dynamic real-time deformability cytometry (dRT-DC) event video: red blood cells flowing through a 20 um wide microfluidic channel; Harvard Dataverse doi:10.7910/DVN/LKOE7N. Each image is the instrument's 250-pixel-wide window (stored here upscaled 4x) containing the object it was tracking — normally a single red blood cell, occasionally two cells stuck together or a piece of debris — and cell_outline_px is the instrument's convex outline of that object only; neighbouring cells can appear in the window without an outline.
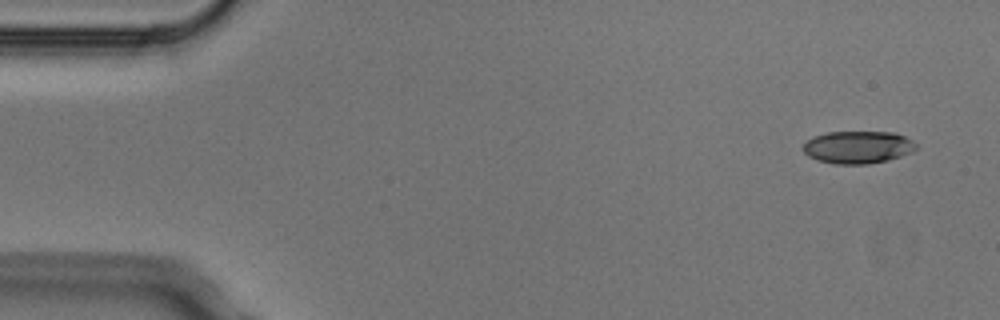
{"species": "Egyptian fruit bat (a non-hibernating species)", "species_latin": "Rousettus aegyptiacus", "temperature_condition": "cold", "stored_images_in_passage": 5, "camera_frame_rate_fps": 3000, "um_per_image_px": 0.085, "animal": {"sex": "male"}, "frame": {"image": 1, "passage_image": 1, "time_ms": 0.0, "image_size_px": [1000, 320], "cell_outline_px": [[916, 148], [912, 152], [888, 160], [868, 164], [832, 164], [816, 160], [808, 156], [804, 152], [804, 144], [812, 136], [828, 132], [896, 132], [912, 140], [916, 144]], "centroid_in_image_um": [72.91, 12.51], "position_along_channel_um": 12.1, "area_um2": 21.5}}
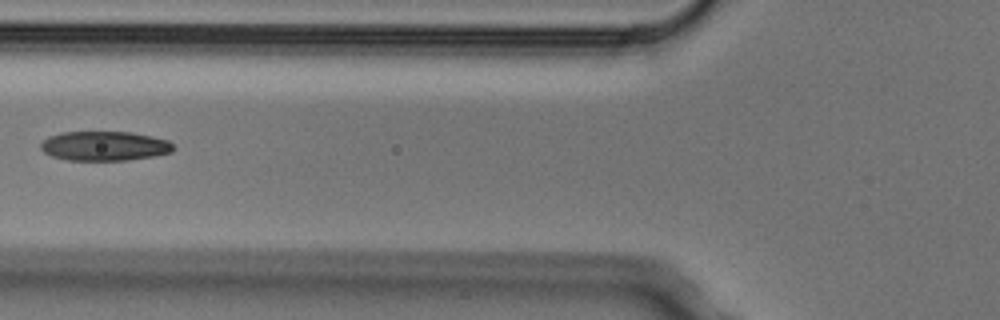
{"frame": {"image": 2, "passage_image": 5, "time_ms": 1.333, "image_size_px": [1000, 320], "cell_outline_px": [[172, 152], [156, 156], [128, 160], [68, 160], [52, 156], [44, 152], [40, 148], [40, 144], [48, 136], [64, 132], [132, 132], [152, 136], [168, 140], [172, 144]], "centroid_in_image_um": [8.88, 12.41], "position_along_channel_um": 116.9, "area_um2": 22.77}}